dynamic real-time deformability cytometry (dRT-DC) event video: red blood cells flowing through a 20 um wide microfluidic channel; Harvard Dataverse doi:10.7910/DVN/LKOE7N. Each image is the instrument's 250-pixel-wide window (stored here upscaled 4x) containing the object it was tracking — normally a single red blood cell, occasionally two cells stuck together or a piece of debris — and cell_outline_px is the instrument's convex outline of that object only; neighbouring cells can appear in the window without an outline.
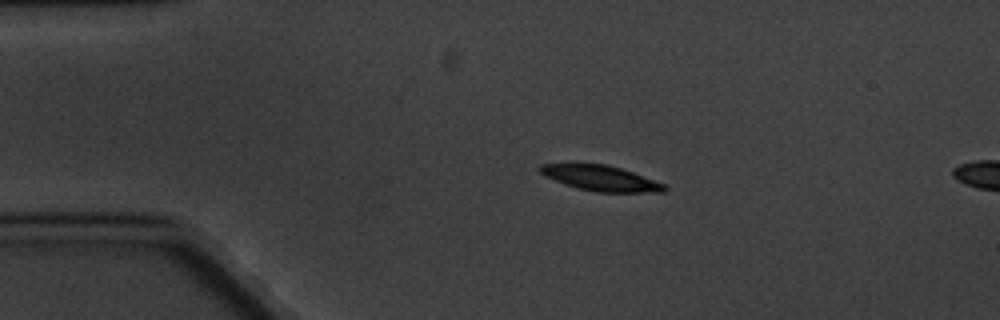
{"species": "common noctule bat (a hibernating species)", "species_latin": "Nyctalus noctula", "temperature_condition": "cold", "stored_images_in_passage": 4, "camera_frame_rate_fps": 3000, "um_per_image_px": 0.085, "animal": {"sex": "male", "body_mass_g": 20.1, "forearm_length_mm": 53.5}, "frame": {"image": 1, "passage_image": 2, "time_ms": 1.333, "image_size_px": [1000, 320], "cell_outline_px": [[668, 188], [664, 192], [596, 192], [576, 188], [564, 184], [544, 176], [540, 172], [540, 164], [608, 164], [632, 172], [664, 184]], "centroid_in_image_um": [51.05, 15.15], "position_along_channel_um": 33.9, "area_um2": 18.21}}